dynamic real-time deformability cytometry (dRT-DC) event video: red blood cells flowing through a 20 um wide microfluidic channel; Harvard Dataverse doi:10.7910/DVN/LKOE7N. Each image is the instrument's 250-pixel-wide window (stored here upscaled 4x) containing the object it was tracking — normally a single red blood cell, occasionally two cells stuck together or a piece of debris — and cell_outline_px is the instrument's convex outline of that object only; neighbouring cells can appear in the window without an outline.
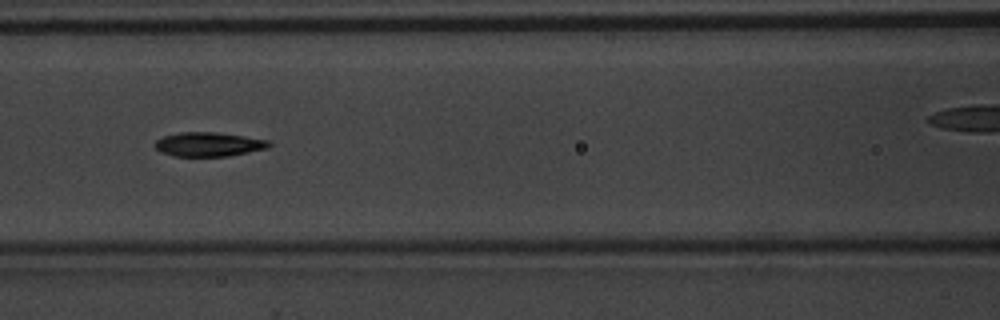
{"species": "common noctule bat (a hibernating species)", "species_latin": "Nyctalus noctula", "temperature_condition": "warm", "stored_images_in_passage": 55, "camera_frame_rate_fps": 3000, "um_per_image_px": 0.085, "animal": {"sex": "male", "body_mass_g": 20.1, "forearm_length_mm": 53.5}, "frame": {"image": 1, "passage_image": 24, "time_ms": 7.667, "image_size_px": [1000, 320], "cell_outline_px": [[272, 144], [268, 148], [228, 156], [172, 156], [160, 152], [152, 144], [156, 140], [164, 136], [180, 132], [216, 132], [244, 136], [268, 140]], "centroid_in_image_um": [17.7, 12.27], "position_along_channel_um": 148.9, "area_um2": 16.13}, "authors_computed_cell_mechanics": {"area_um2": 16.0106, "velocity_mm_per_s": 3.7563, "shape_relaxation_time_tau1_ms": 2.4365, "shape_relaxation_time_tau2_ms": 4.1176, "deformation_change_tau1": 0.161, "deformation_change_tau2": 0.0979}}